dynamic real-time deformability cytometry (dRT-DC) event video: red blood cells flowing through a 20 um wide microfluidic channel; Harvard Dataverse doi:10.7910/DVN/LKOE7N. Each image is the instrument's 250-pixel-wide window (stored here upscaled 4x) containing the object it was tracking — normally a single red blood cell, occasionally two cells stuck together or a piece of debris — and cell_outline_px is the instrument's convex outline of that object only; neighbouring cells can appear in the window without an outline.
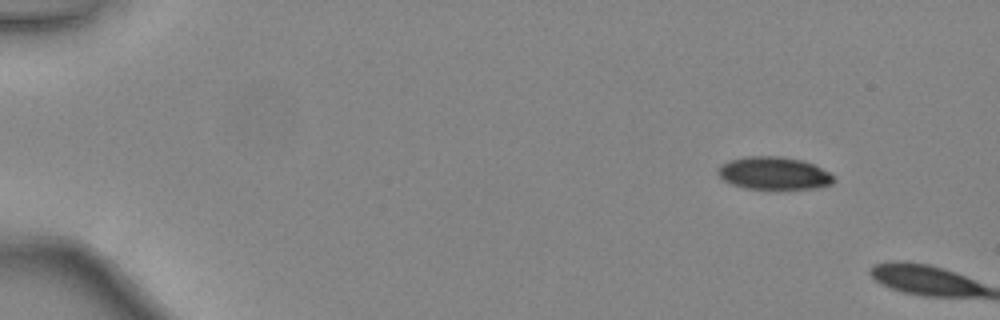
{"species": "common noctule bat (a hibernating species)", "species_latin": "Nyctalus noctula", "temperature_condition": "warm", "stored_images_in_passage": 7, "camera_frame_rate_fps": 3000, "um_per_image_px": 0.085, "animal": {"sex": "female", "body_mass_g": 24.6, "forearm_length_mm": 56.2}, "frame": {"image": 1, "passage_image": 1, "time_ms": 0.0, "image_size_px": [1000, 320], "cell_outline_px": [[832, 184], [816, 188], [744, 188], [732, 184], [724, 180], [716, 172], [716, 168], [720, 164], [728, 160], [744, 156], [780, 156], [804, 160], [828, 172], [832, 176]], "centroid_in_image_um": [65.7, 14.7], "position_along_channel_um": 19.3, "area_um2": 21.91}}